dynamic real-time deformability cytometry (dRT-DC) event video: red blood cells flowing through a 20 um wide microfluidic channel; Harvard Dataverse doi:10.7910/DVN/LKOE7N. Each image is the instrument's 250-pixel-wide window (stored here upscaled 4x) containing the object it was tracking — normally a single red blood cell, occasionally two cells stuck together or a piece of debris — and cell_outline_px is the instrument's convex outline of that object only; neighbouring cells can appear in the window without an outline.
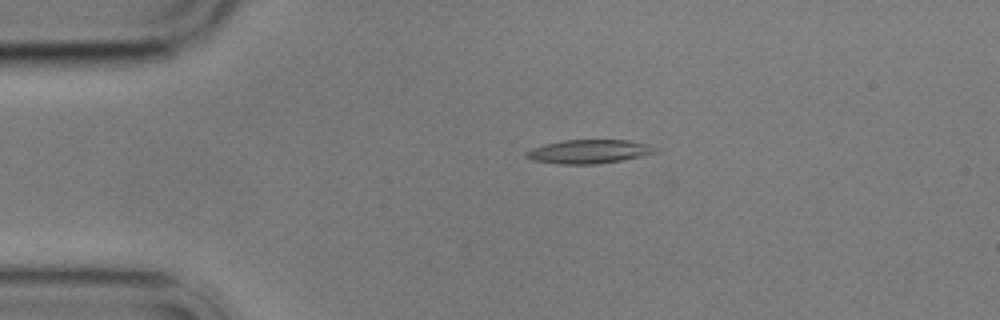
{"species": "common noctule bat (a hibernating species)", "species_latin": "Nyctalus noctula", "temperature_condition": "cold", "stored_images_in_passage": 5, "camera_frame_rate_fps": 3000, "um_per_image_px": 0.085, "animal": {"sex": "male", "body_mass_g": 17.9}, "frame": {"image": 1, "passage_image": 4, "time_ms": 3.667, "image_size_px": [1000, 320], "cell_outline_px": [[656, 152], [640, 156], [620, 160], [596, 164], [556, 164], [532, 160], [524, 156], [524, 152], [532, 148], [544, 144], [564, 140], [628, 140], [648, 144]], "centroid_in_image_um": [49.95, 12.88], "position_along_channel_um": 35.0, "area_um2": 17.69}}